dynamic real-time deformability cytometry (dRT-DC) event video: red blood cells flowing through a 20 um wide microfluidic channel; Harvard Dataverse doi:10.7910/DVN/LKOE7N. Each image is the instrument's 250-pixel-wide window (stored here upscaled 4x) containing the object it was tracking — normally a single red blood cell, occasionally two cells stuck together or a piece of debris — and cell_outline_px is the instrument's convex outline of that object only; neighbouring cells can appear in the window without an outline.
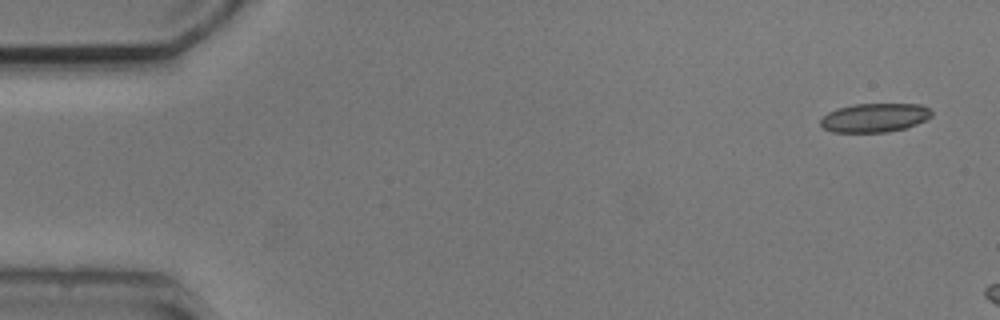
{"species": "common noctule bat (a hibernating species)", "species_latin": "Nyctalus noctula", "temperature_condition": "cold", "stored_images_in_passage": 3, "camera_frame_rate_fps": 3000, "um_per_image_px": 0.085, "animal": {"sex": "male", "body_mass_g": 20.5, "forearm_length_mm": 52.5}, "frame": {"image": 1, "passage_image": 1, "time_ms": 0.0, "image_size_px": [1000, 320], "cell_outline_px": [[932, 116], [916, 124], [904, 128], [888, 132], [832, 132], [824, 128], [820, 124], [820, 120], [828, 112], [836, 108], [856, 104], [920, 104], [928, 108], [932, 112]], "centroid_in_image_um": [74.32, 10.0], "position_along_channel_um": 10.7, "area_um2": 18.61}}